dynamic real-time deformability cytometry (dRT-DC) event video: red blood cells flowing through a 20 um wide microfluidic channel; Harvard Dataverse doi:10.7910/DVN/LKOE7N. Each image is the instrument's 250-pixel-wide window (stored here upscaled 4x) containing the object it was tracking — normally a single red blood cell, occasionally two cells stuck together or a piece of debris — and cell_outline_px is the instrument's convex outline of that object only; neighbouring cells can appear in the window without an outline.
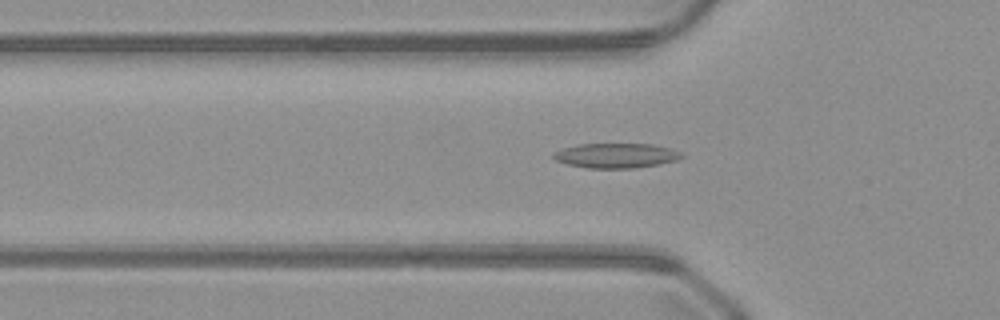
{"species": "common noctule bat (a hibernating species)", "species_latin": "Nyctalus noctula", "temperature_condition": "warm", "stored_images_in_passage": 50, "camera_frame_rate_fps": 3000, "um_per_image_px": 0.085, "animal": {"sex": "male", "body_mass_g": 23.1, "forearm_length_mm": 52.7}, "frame": {"image": 1, "passage_image": 16, "time_ms": 5.0, "image_size_px": [1000, 320], "cell_outline_px": [[684, 156], [676, 160], [660, 164], [636, 168], [588, 168], [568, 164], [556, 160], [552, 156], [552, 152], [564, 148], [580, 144], [652, 144], [672, 148], [680, 152]], "centroid_in_image_um": [52.38, 13.22], "position_along_channel_um": 73.4, "area_um2": 18.5}}
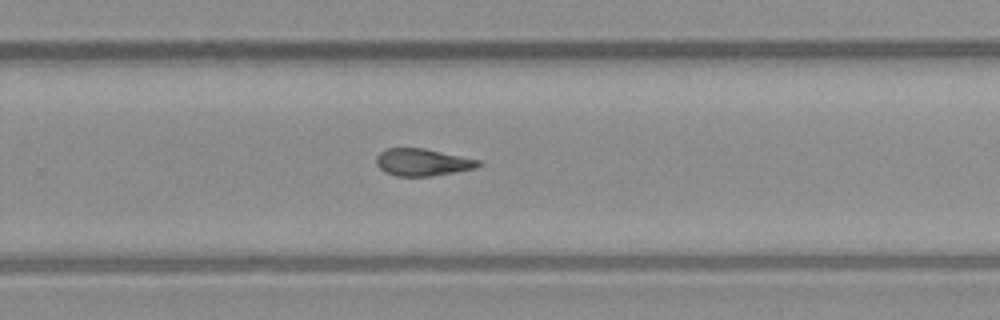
{"frame": {"image": 2, "passage_image": 32, "time_ms": 10.333, "image_size_px": [1000, 320], "cell_outline_px": [[484, 164], [476, 168], [432, 176], [396, 176], [384, 172], [376, 164], [376, 156], [380, 152], [388, 148], [424, 148], [480, 160]], "centroid_in_image_um": [35.92, 13.79], "position_along_channel_um": 293.9, "area_um2": 16.24}}
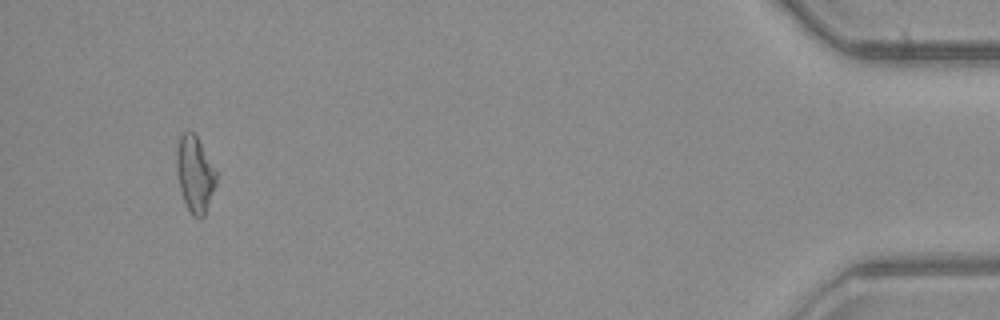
{"frame": {"image": 3, "passage_image": 47, "time_ms": 15.333, "image_size_px": [1000, 320], "cell_outline_px": [[216, 184], [204, 216], [200, 220], [192, 216], [184, 200], [180, 188], [176, 168], [176, 152], [180, 136], [184, 132], [192, 132], [196, 136], [216, 168]], "centroid_in_image_um": [16.57, 14.82], "position_along_channel_um": 418.6, "area_um2": 17.51}}